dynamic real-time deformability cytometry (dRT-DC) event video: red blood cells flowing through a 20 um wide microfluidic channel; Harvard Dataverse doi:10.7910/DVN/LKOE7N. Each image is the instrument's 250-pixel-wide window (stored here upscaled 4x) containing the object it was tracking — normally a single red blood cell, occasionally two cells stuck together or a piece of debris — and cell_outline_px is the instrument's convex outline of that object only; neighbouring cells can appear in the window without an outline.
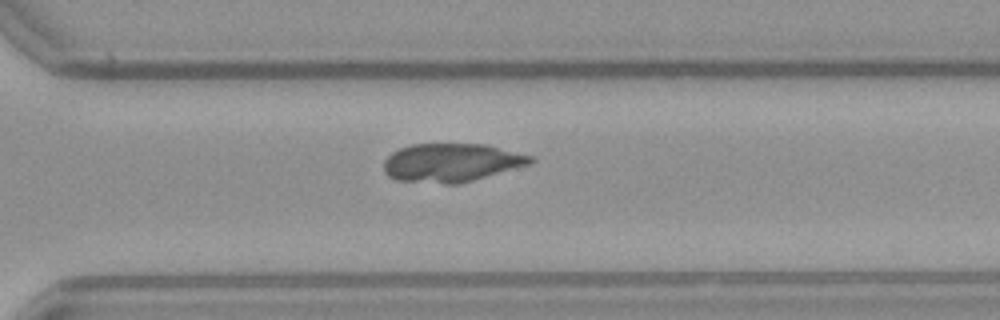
{"species": "common noctule bat (a hibernating species)", "species_latin": "Nyctalus noctula", "temperature_condition": "warm", "stored_images_in_passage": 38, "camera_frame_rate_fps": 3000, "um_per_image_px": 0.085, "animal": {"sex": "female", "body_mass_g": 21.9}, "frame": {"image": 1, "passage_image": 25, "time_ms": 8.0, "image_size_px": [1000, 320], "cell_outline_px": [[536, 160], [532, 164], [460, 184], [444, 184], [396, 180], [388, 176], [384, 172], [384, 160], [392, 152], [400, 148], [412, 144], [488, 144], [532, 156]], "centroid_in_image_um": [38.4, 13.83], "position_along_channel_um": 332.2, "area_um2": 33.23}}
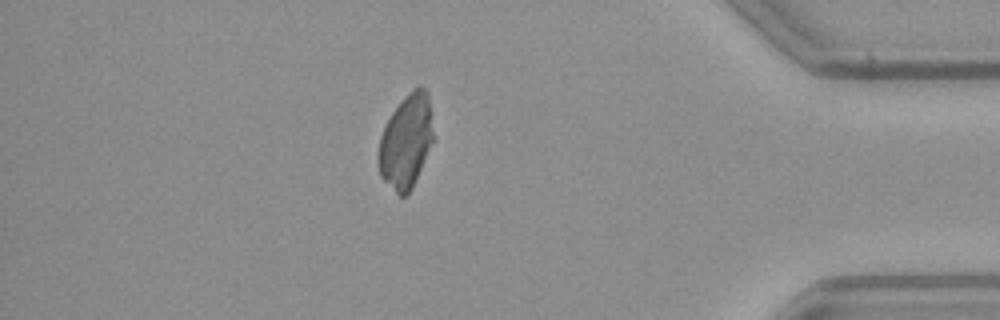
{"frame": {"image": 2, "passage_image": 33, "time_ms": 10.667, "image_size_px": [1000, 320], "cell_outline_px": [[432, 140], [412, 188], [408, 196], [400, 196], [380, 176], [376, 156], [380, 136], [392, 112], [408, 92], [416, 88], [424, 88], [428, 92], [432, 132]], "centroid_in_image_um": [34.47, 12.05], "position_along_channel_um": 400.7, "area_um2": 29.36}}